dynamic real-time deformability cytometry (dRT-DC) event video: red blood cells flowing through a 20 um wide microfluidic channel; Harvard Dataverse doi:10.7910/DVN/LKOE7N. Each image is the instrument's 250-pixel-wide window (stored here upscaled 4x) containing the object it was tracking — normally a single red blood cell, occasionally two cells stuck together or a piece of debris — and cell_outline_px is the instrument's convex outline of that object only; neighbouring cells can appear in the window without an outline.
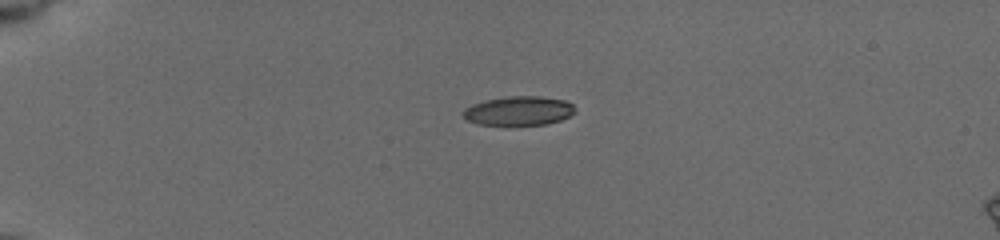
{"species": "common noctule bat (a hibernating species)", "species_latin": "Nyctalus noctula", "temperature_condition": "cold", "stored_images_in_passage": 43, "camera_frame_rate_fps": 3000, "um_per_image_px": 0.085, "animal": {"sex": "female", "body_mass_g": 19.5, "forearm_length_mm": 54.1}, "frame": {"image": 1, "passage_image": 1, "time_ms": 0.0, "image_size_px": [1000, 240], "cell_outline_px": [[576, 112], [560, 120], [548, 124], [512, 128], [480, 124], [468, 120], [460, 112], [464, 108], [472, 104], [484, 100], [508, 96], [540, 96], [564, 100], [572, 104], [576, 108]], "centroid_in_image_um": [44.07, 9.46], "position_along_channel_um": 40.9, "area_um2": 19.88}}
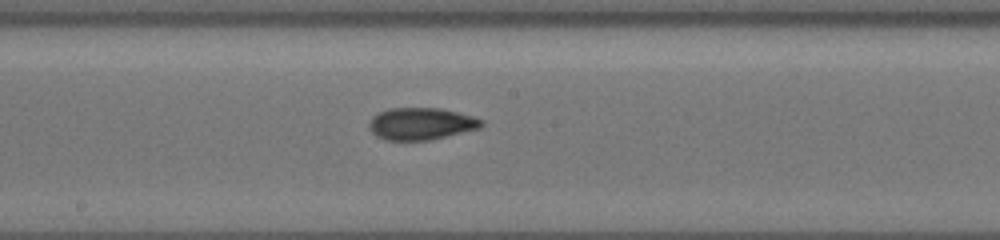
{"frame": {"image": 2, "passage_image": 19, "time_ms": 6.0, "image_size_px": [1000, 240], "cell_outline_px": [[484, 124], [480, 128], [432, 140], [388, 140], [376, 136], [368, 128], [368, 124], [372, 116], [388, 108], [440, 108], [472, 116], [484, 120]], "centroid_in_image_um": [35.79, 10.52], "position_along_channel_um": 212.4, "area_um2": 21.1}}
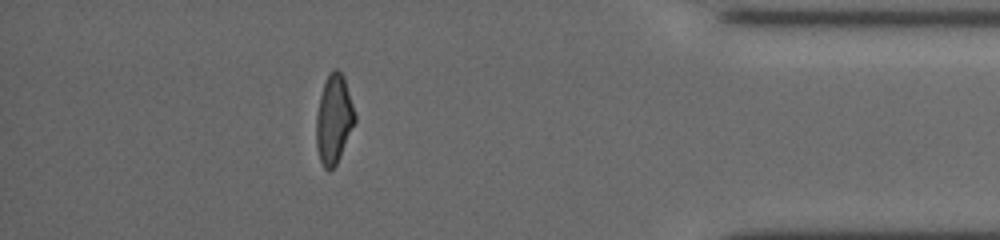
{"frame": {"image": 3, "passage_image": 37, "time_ms": 12.0, "image_size_px": [1000, 240], "cell_outline_px": [[356, 120], [340, 156], [336, 164], [328, 172], [324, 168], [320, 160], [316, 144], [316, 116], [320, 96], [328, 72], [332, 68], [336, 68], [344, 76], [356, 116]], "centroid_in_image_um": [28.37, 10.11], "position_along_channel_um": 406.8, "area_um2": 19.94}, "authors_computed_cell_mechanics": {"area_um2": 20.23, "velocity_mm_per_s": 3.7765, "shape_relaxation_time_tau1_ms": 6.056, "shape_relaxation_time_tau2_ms": 2.2345, "deformation_change_tau1": 0.1912, "deformation_change_tau2": 0.0816}}